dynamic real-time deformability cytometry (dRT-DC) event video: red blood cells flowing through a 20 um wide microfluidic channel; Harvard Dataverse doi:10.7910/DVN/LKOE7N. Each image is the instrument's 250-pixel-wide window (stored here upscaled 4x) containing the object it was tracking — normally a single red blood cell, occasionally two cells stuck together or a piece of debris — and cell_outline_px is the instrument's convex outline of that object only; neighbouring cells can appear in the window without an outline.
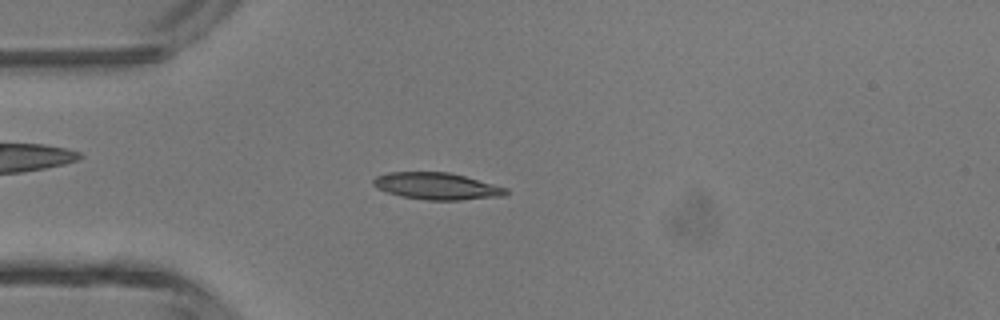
{"species": "common noctule bat (a hibernating species)", "species_latin": "Nyctalus noctula", "temperature_condition": "room temperature", "stored_images_in_passage": 41, "camera_frame_rate_fps": 3000, "um_per_image_px": 0.085, "animal": {"sex": "male", "body_mass_g": 13.3}, "frame": {"image": 1, "passage_image": 12, "time_ms": 3.667, "image_size_px": [1000, 320], "cell_outline_px": [[508, 192], [504, 196], [460, 200], [428, 200], [400, 196], [376, 188], [372, 184], [372, 180], [376, 176], [388, 172], [448, 172], [464, 176], [508, 188]], "centroid_in_image_um": [37.11, 15.82], "position_along_channel_um": 47.9, "area_um2": 20.75}}
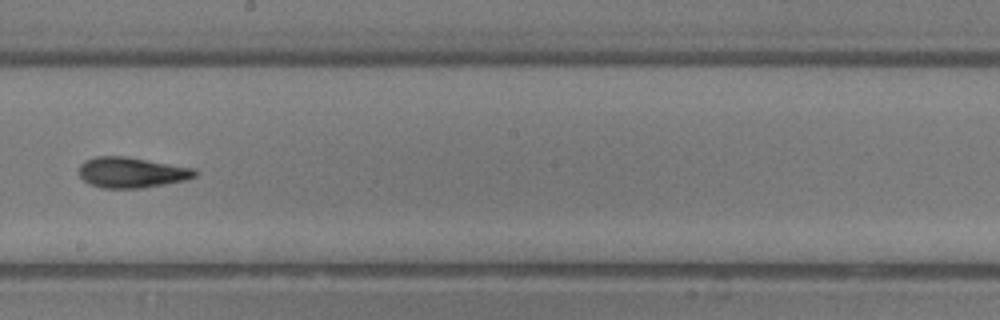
{"frame": {"image": 2, "passage_image": 26, "time_ms": 8.333, "image_size_px": [1000, 320], "cell_outline_px": [[200, 172], [196, 176], [184, 180], [164, 184], [140, 188], [100, 188], [88, 184], [80, 176], [80, 164], [96, 156], [124, 156], [196, 168]], "centroid_in_image_um": [11.21, 14.66], "position_along_channel_um": 237.0, "area_um2": 20.63}}
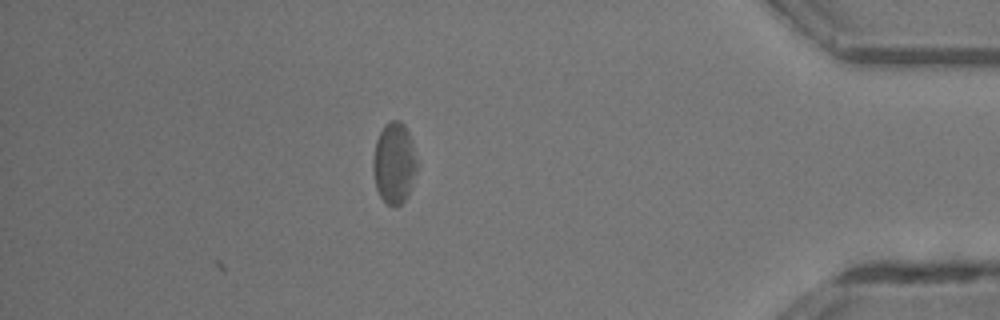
{"frame": {"image": 3, "passage_image": 41, "time_ms": 13.333, "image_size_px": [1000, 320], "cell_outline_px": [[416, 168], [408, 196], [396, 208], [392, 208], [380, 196], [376, 188], [372, 168], [372, 160], [376, 140], [384, 124], [392, 120], [400, 120], [404, 124], [408, 132], [416, 160]], "centroid_in_image_um": [33.47, 13.87], "position_along_channel_um": 401.7, "area_um2": 20.63}, "authors_computed_cell_mechanics": {"area_um2": 20.3456, "velocity_mm_per_s": 4.3292, "shape_relaxation_time_tau1_ms": 3.4437, "shape_relaxation_time_tau2_ms": 3.8612, "deformation_change_tau1": 0.1153, "deformation_change_tau2": 0.1074}}